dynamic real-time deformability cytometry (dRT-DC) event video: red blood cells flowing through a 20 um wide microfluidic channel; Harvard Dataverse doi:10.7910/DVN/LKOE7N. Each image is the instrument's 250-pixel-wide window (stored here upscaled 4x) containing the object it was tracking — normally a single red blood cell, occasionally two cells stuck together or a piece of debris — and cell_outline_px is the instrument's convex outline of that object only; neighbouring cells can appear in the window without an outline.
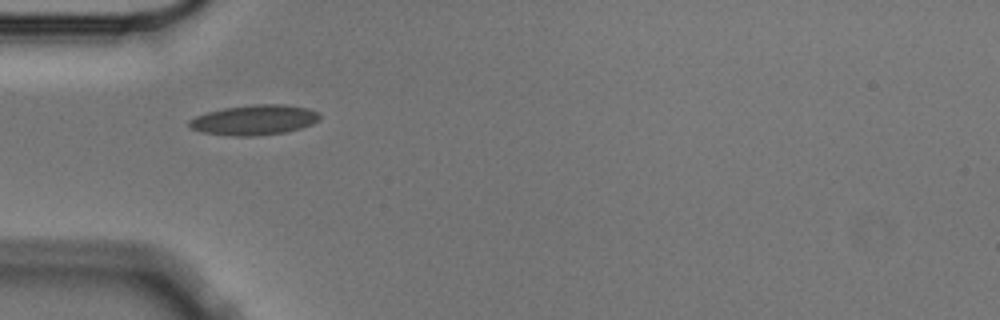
{"species": "Egyptian fruit bat (a non-hibernating species)", "species_latin": "Rousettus aegyptiacus", "temperature_condition": "cold", "stored_images_in_passage": 1, "camera_frame_rate_fps": 3000, "um_per_image_px": 0.085, "animal": {"sex": "male"}, "frame": {"image": 1, "passage_image": 1, "time_ms": 0.0, "image_size_px": [1000, 320], "cell_outline_px": [[320, 120], [312, 124], [288, 132], [256, 136], [232, 136], [200, 132], [192, 128], [188, 124], [188, 120], [196, 116], [208, 112], [224, 108], [252, 104], [284, 104], [308, 108], [316, 112], [320, 116]], "centroid_in_image_um": [21.62, 10.2], "position_along_channel_um": 63.4, "area_um2": 23.0}}